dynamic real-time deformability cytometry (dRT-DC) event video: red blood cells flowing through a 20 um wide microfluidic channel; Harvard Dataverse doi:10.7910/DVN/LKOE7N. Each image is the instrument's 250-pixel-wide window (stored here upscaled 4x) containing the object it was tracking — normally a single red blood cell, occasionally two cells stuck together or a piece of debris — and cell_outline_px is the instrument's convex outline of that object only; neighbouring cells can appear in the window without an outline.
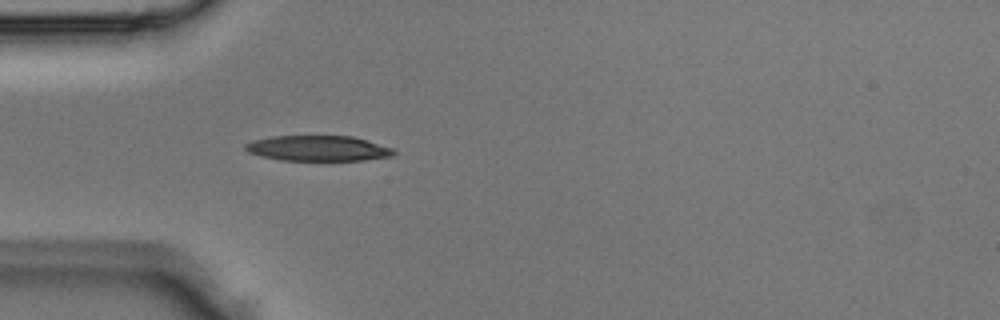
{"species": "Egyptian fruit bat (a non-hibernating species)", "species_latin": "Rousettus aegyptiacus", "temperature_condition": "room temperature", "stored_images_in_passage": 2, "camera_frame_rate_fps": 3000, "um_per_image_px": 0.085, "animal": {"sex": "male"}, "frame": {"image": 1, "passage_image": 2, "time_ms": 0.333, "image_size_px": [1000, 320], "cell_outline_px": [[396, 152], [392, 156], [364, 160], [280, 160], [260, 156], [248, 152], [244, 148], [244, 144], [252, 140], [272, 136], [352, 136], [368, 140], [396, 148]], "centroid_in_image_um": [27.06, 12.6], "position_along_channel_um": 57.9, "area_um2": 22.2}}